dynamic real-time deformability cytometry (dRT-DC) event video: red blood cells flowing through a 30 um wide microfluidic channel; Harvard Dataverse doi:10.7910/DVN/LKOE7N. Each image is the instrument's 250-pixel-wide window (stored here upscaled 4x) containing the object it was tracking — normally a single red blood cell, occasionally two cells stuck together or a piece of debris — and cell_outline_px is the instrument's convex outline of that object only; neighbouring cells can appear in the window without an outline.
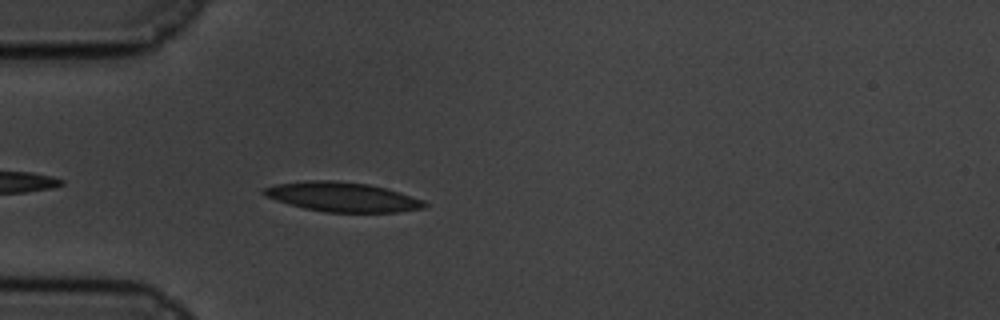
{"species": "common noctule bat (a hibernating species)", "species_latin": "Nyctalus noctula", "temperature_condition": "cold", "stored_images_in_passage": 19, "camera_frame_rate_fps": 3000, "um_per_image_px": 0.085, "animal": {"sex": "male", "body_mass_g": 19.5, "forearm_length_mm": 54.6}, "frame": {"image": 1, "passage_image": 4, "time_ms": 1.0, "image_size_px": [1000, 320], "cell_outline_px": [[428, 204], [424, 208], [400, 212], [324, 212], [304, 208], [288, 204], [264, 196], [260, 192], [264, 188], [276, 184], [304, 180], [336, 180], [368, 184], [400, 192], [424, 200]], "centroid_in_image_um": [29.08, 16.74], "position_along_channel_um": 55.9, "area_um2": 27.8}}
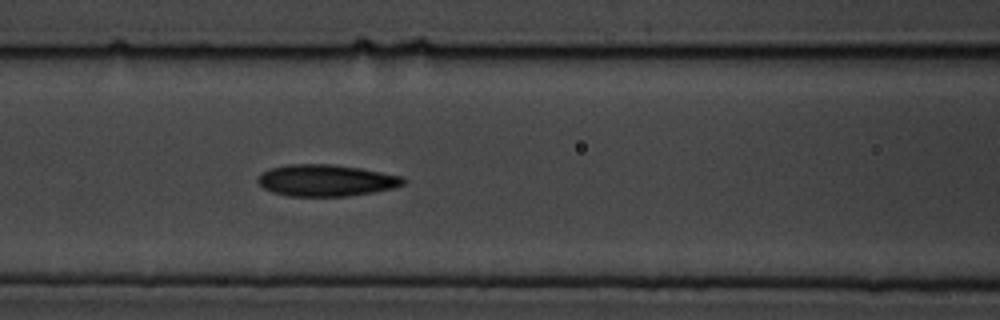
{"frame": {"image": 2, "passage_image": 12, "time_ms": 3.667, "image_size_px": [1000, 320], "cell_outline_px": [[408, 180], [404, 184], [392, 188], [372, 192], [348, 196], [288, 196], [272, 192], [264, 188], [256, 180], [264, 172], [272, 168], [288, 164], [332, 164], [360, 168], [404, 176]], "centroid_in_image_um": [27.75, 15.33], "position_along_channel_um": 138.8, "area_um2": 26.76}}
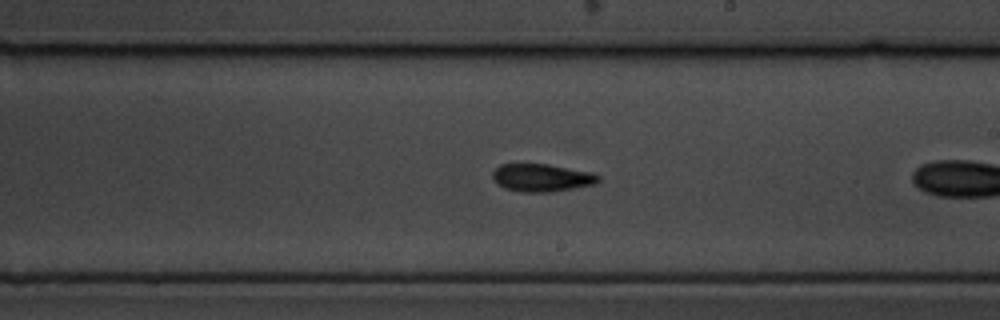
{"frame": {"image": 3, "passage_image": 18, "time_ms": 5.667, "image_size_px": [1000, 320], "cell_outline_px": [[600, 180], [596, 184], [576, 188], [552, 192], [520, 192], [504, 188], [496, 184], [492, 180], [492, 172], [500, 164], [548, 164], [592, 172], [600, 176]], "centroid_in_image_um": [46.04, 15.11], "position_along_channel_um": 243.0, "area_um2": 17.4}}